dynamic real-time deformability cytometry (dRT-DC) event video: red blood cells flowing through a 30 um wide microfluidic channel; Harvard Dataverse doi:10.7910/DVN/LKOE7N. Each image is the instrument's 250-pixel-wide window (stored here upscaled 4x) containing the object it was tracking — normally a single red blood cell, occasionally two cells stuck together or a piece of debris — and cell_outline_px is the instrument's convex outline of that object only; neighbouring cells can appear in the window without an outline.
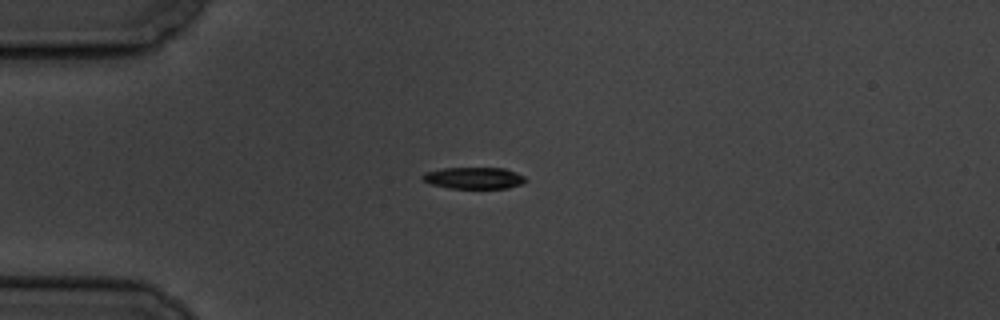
{"species": "common noctule bat (a hibernating species)", "species_latin": "Nyctalus noctula", "temperature_condition": "cold", "stored_images_in_passage": 5, "camera_frame_rate_fps": 3000, "um_per_image_px": 0.085, "animal": {"sex": "male", "body_mass_g": 19.5, "forearm_length_mm": 54.6}, "frame": {"image": 1, "passage_image": 1, "time_ms": 0.0, "image_size_px": [1000, 320], "cell_outline_px": [[528, 180], [520, 184], [508, 188], [448, 188], [432, 184], [424, 180], [420, 176], [424, 172], [440, 168], [504, 168], [524, 176]], "centroid_in_image_um": [40.25, 15.12], "position_along_channel_um": 44.7, "area_um2": 12.95}}
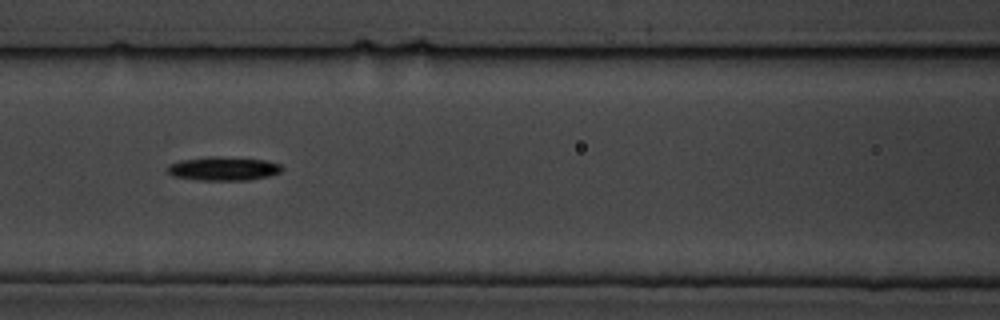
{"frame": {"image": 2, "passage_image": 4, "time_ms": 3.667, "image_size_px": [1000, 320], "cell_outline_px": [[284, 168], [280, 172], [268, 176], [248, 180], [200, 180], [172, 176], [168, 172], [168, 164], [180, 160], [208, 156], [220, 156], [264, 160], [280, 164]], "centroid_in_image_um": [18.97, 14.32], "position_along_channel_um": 147.6, "area_um2": 15.9}}
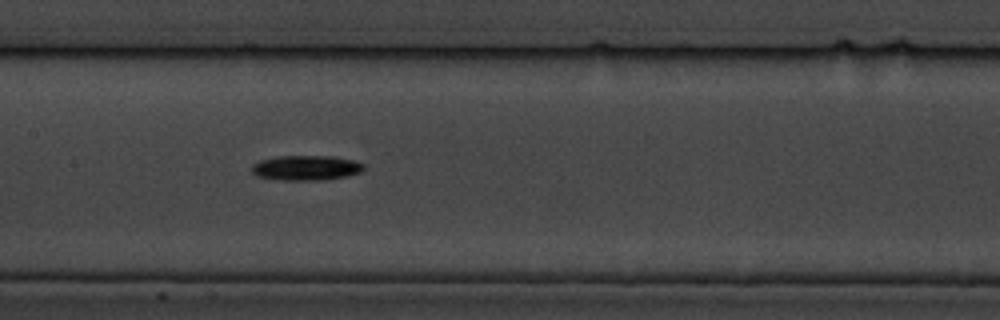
{"frame": {"image": 3, "passage_image": 5, "time_ms": 4.667, "image_size_px": [1000, 320], "cell_outline_px": [[364, 168], [360, 172], [348, 176], [324, 180], [276, 180], [256, 176], [252, 172], [252, 164], [260, 160], [280, 156], [332, 156], [352, 160], [364, 164]], "centroid_in_image_um": [26.0, 14.27], "position_along_channel_um": 181.4, "area_um2": 16.36}}